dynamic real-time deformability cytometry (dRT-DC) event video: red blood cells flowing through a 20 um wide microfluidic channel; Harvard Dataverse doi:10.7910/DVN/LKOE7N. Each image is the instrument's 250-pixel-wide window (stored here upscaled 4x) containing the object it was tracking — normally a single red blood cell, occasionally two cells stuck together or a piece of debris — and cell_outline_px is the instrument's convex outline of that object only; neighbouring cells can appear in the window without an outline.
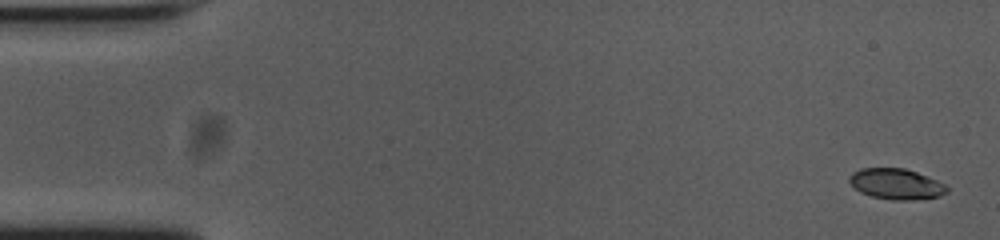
{"species": "common noctule bat (a hibernating species)", "species_latin": "Nyctalus noctula", "temperature_condition": "cold", "stored_images_in_passage": 51, "camera_frame_rate_fps": 3000, "um_per_image_px": 0.085, "animal": {"sex": "female", "body_mass_g": 23.0, "forearm_length_mm": 53.4}, "frame": {"image": 1, "passage_image": 1, "time_ms": 0.0, "image_size_px": [1000, 240], "cell_outline_px": [[948, 192], [940, 196], [912, 200], [892, 200], [872, 196], [860, 192], [848, 180], [848, 176], [852, 172], [860, 168], [904, 168], [916, 172], [948, 184]], "centroid_in_image_um": [76.2, 15.63], "position_along_channel_um": 8.8, "area_um2": 17.57}}
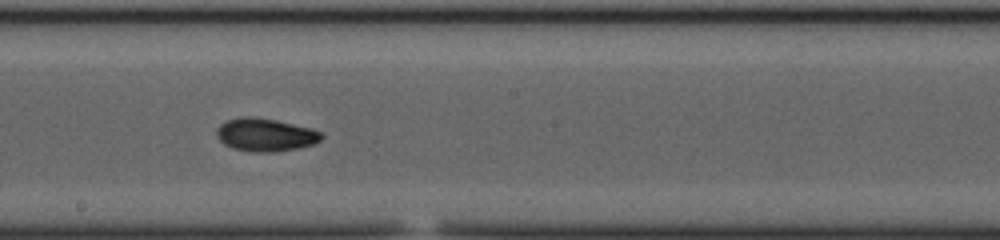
{"frame": {"image": 2, "passage_image": 29, "time_ms": 9.333, "image_size_px": [1000, 240], "cell_outline_px": [[324, 136], [316, 144], [276, 152], [252, 152], [232, 148], [224, 144], [216, 136], [216, 128], [220, 124], [228, 120], [240, 116], [252, 116], [276, 120], [312, 128], [320, 132]], "centroid_in_image_um": [22.55, 11.45], "position_along_channel_um": 225.7, "area_um2": 20.35}}
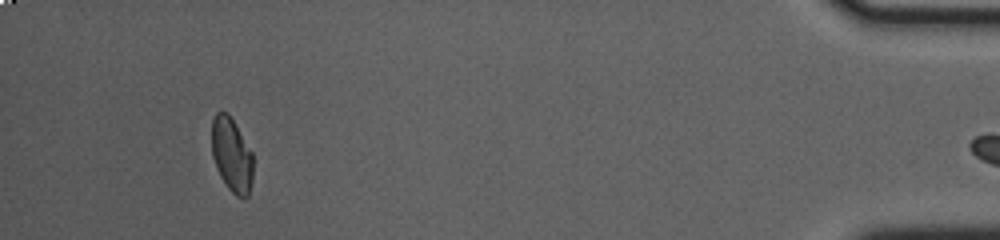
{"frame": {"image": 3, "passage_image": 50, "time_ms": 16.333, "image_size_px": [1000, 240], "cell_outline_px": [[252, 180], [248, 196], [244, 200], [236, 196], [228, 188], [220, 176], [216, 168], [212, 156], [212, 120], [216, 112], [228, 112], [252, 152]], "centroid_in_image_um": [19.69, 13.19], "position_along_channel_um": 415.5, "area_um2": 17.92}}